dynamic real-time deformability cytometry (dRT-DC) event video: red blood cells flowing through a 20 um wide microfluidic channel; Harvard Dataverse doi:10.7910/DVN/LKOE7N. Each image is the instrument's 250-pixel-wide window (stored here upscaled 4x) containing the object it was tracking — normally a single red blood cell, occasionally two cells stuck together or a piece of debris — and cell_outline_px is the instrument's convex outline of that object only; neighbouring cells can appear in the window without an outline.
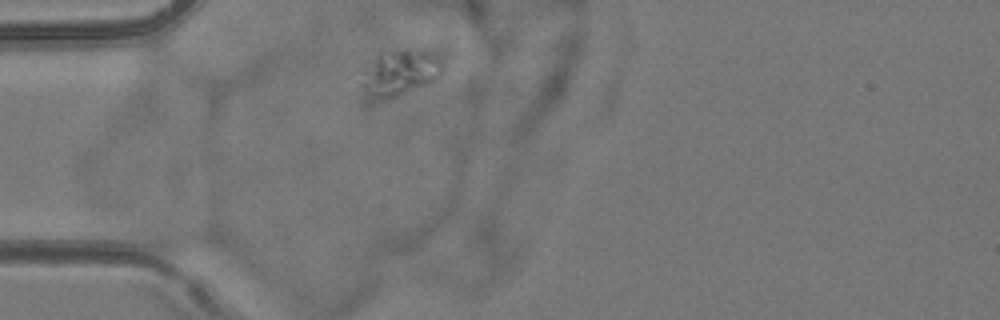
{"species": "common noctule bat (a hibernating species)", "species_latin": "Nyctalus noctula", "temperature_condition": "room temperature", "stored_images_in_passage": 2, "camera_frame_rate_fps": 3000, "um_per_image_px": 0.085, "animal": {"sex": "female", "body_mass_g": 24.6, "forearm_length_mm": 56.2}, "frame": {"image": 1, "passage_image": 1, "time_ms": 0.0, "image_size_px": [1000, 320], "cell_outline_px": [[444, 72], [440, 76], [424, 84], [392, 96], [388, 96], [372, 80], [376, 56], [380, 52], [404, 48], [408, 48], [432, 52], [444, 64]], "centroid_in_image_um": [34.46, 5.93], "position_along_channel_um": 50.5, "area_um2": 17.86}}